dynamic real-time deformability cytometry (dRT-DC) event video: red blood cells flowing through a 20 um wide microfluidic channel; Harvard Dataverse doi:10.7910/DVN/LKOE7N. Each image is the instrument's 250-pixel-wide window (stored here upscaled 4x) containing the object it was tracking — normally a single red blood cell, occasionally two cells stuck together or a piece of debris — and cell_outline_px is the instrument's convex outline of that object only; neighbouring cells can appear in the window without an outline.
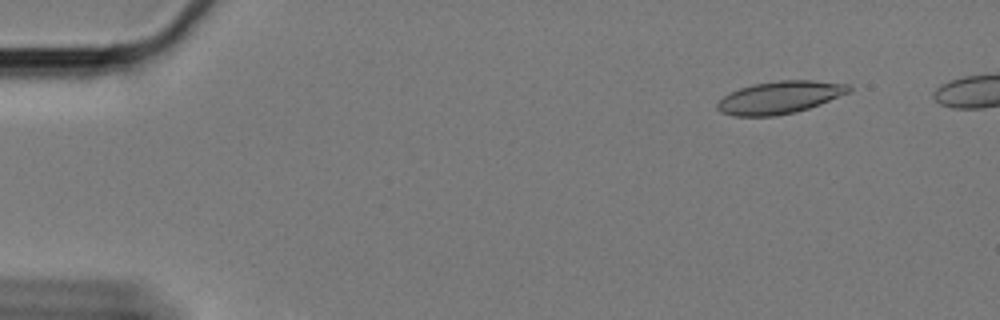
{"species": "Egyptian fruit bat (a non-hibernating species)", "species_latin": "Rousettus aegyptiacus", "temperature_condition": "cold", "stored_images_in_passage": 50, "camera_frame_rate_fps": 3000, "um_per_image_px": 0.085, "animal": {"sex": "female"}, "frame": {"image": 1, "passage_image": 1, "time_ms": 0.0, "image_size_px": [1000, 320], "cell_outline_px": [[852, 92], [820, 104], [808, 108], [776, 116], [732, 116], [720, 112], [716, 108], [716, 104], [724, 96], [740, 88], [752, 84], [776, 80], [816, 80], [848, 84], [852, 88]], "centroid_in_image_um": [66.3, 8.27], "position_along_channel_um": 18.7, "area_um2": 25.03}}
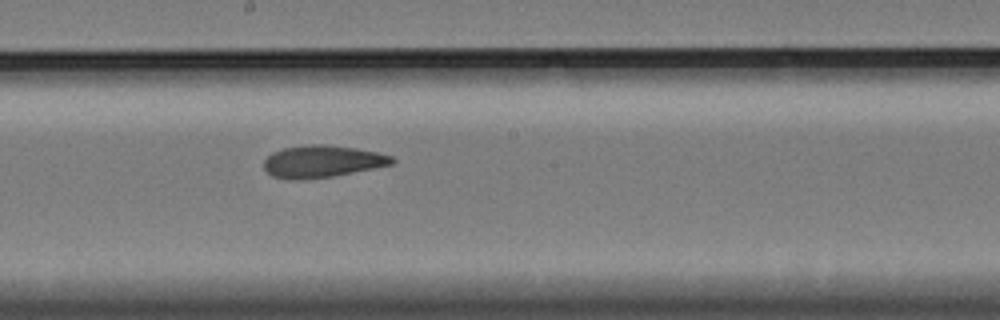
{"frame": {"image": 2, "passage_image": 28, "time_ms": 9.0, "image_size_px": [1000, 320], "cell_outline_px": [[396, 160], [392, 164], [332, 176], [272, 176], [264, 168], [264, 160], [272, 152], [284, 148], [312, 144], [324, 144], [356, 148], [376, 152], [392, 156]], "centroid_in_image_um": [27.44, 13.66], "position_along_channel_um": 220.8, "area_um2": 22.77}}
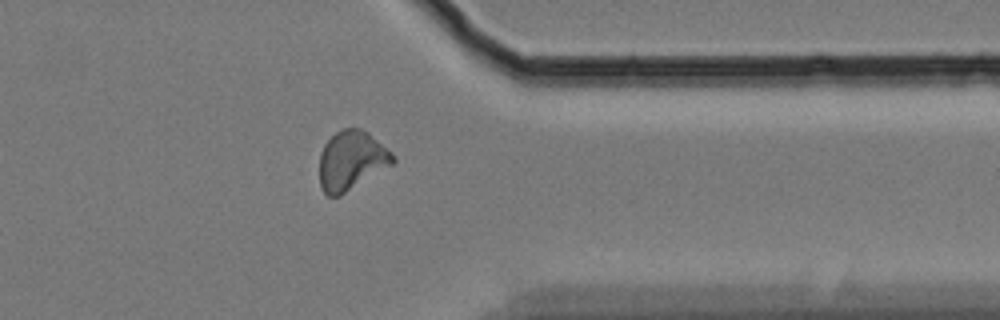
{"frame": {"image": 3, "passage_image": 43, "time_ms": 14.0, "image_size_px": [1000, 320], "cell_outline_px": [[396, 160], [392, 164], [340, 196], [328, 196], [324, 192], [320, 184], [320, 152], [324, 144], [336, 132], [344, 128], [360, 128], [368, 132], [392, 152]], "centroid_in_image_um": [29.86, 13.63], "position_along_channel_um": 381.5, "area_um2": 25.14}}